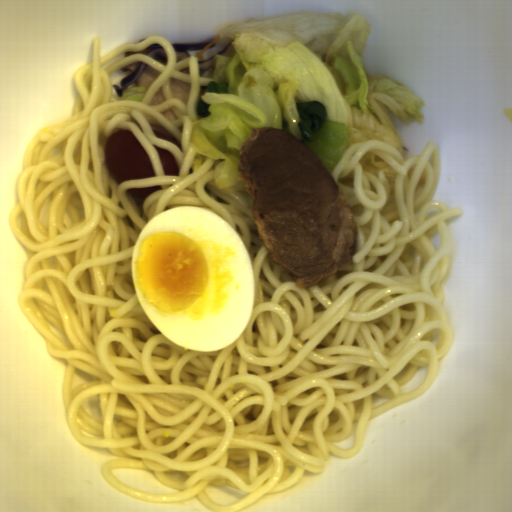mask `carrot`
I'll return each instance as SVG.
<instances>
[{"label": "carrot", "mask_w": 512, "mask_h": 512, "mask_svg": "<svg viewBox=\"0 0 512 512\" xmlns=\"http://www.w3.org/2000/svg\"><path fill=\"white\" fill-rule=\"evenodd\" d=\"M220 38H221V37H220V35L218 34V35H217L213 40H211V41H210V43H209L206 47L202 48V50L197 54V56H196V57L198 58L199 56H201V55H202V54H203V53H204V52H205V51H206V50H207V49H208L212 44H214L215 42H217L218 40H220Z\"/></svg>", "instance_id": "carrot-1"}]
</instances>
